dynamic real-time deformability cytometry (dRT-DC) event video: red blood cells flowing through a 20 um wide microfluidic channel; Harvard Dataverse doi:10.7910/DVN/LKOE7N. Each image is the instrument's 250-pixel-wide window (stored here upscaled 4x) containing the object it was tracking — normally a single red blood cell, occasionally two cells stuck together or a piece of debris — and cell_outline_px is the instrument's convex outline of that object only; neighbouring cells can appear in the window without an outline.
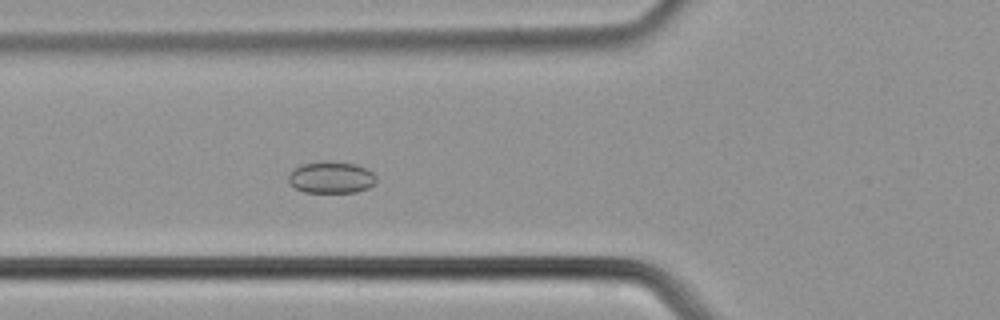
{"species": "common noctule bat (a hibernating species)", "species_latin": "Nyctalus noctula", "temperature_condition": "cold", "stored_images_in_passage": 35, "camera_frame_rate_fps": 3000, "um_per_image_px": 0.085, "animal": {"sex": "male", "body_mass_g": 21.5, "forearm_length_mm": 52.0}, "frame": {"image": 1, "passage_image": 3, "time_ms": 0.667, "image_size_px": [1000, 320], "cell_outline_px": [[376, 184], [368, 188], [356, 192], [304, 192], [288, 184], [288, 176], [292, 168], [300, 164], [324, 160], [328, 160], [356, 164], [372, 172], [376, 176]], "centroid_in_image_um": [28.12, 15.06], "position_along_channel_um": 97.7, "area_um2": 16.59}}
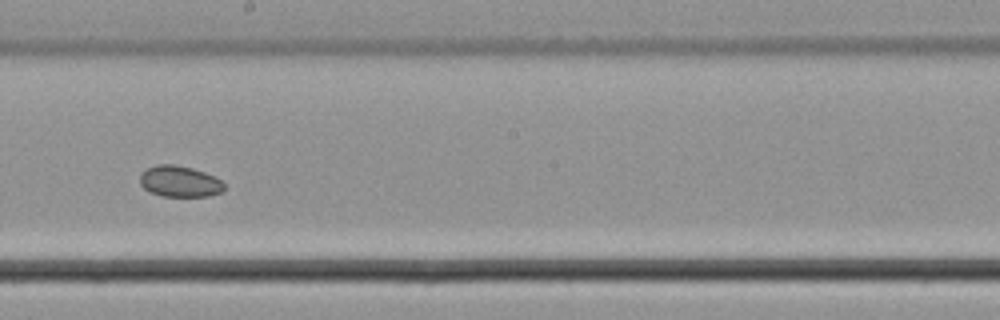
{"frame": {"image": 2, "passage_image": 13, "time_ms": 4.0, "image_size_px": [1000, 320], "cell_outline_px": [[224, 188], [220, 192], [208, 196], [160, 196], [144, 188], [140, 184], [140, 172], [144, 168], [156, 164], [176, 164], [192, 168], [204, 172], [220, 180], [224, 184]], "centroid_in_image_um": [15.21, 15.4], "position_along_channel_um": 233.0, "area_um2": 15.32}}
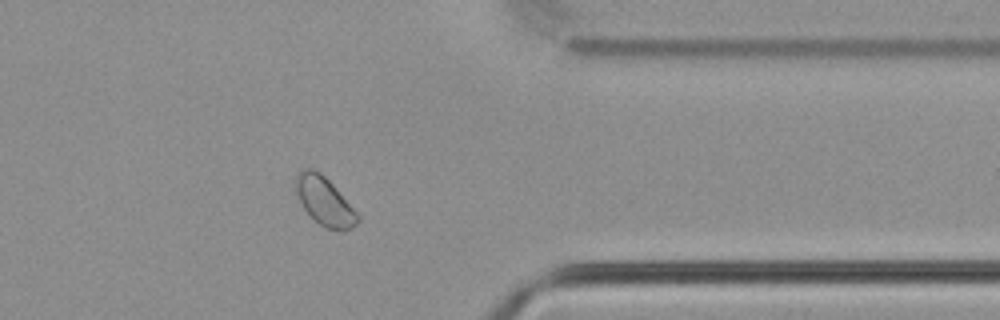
{"frame": {"image": 3, "passage_image": 25, "time_ms": 8.0, "image_size_px": [1000, 320], "cell_outline_px": [[360, 220], [352, 228], [344, 232], [324, 228], [304, 208], [292, 184], [296, 176], [304, 168], [312, 168], [320, 172], [336, 188], [360, 216]], "centroid_in_image_um": [27.58, 17.11], "position_along_channel_um": 383.8, "area_um2": 17.46}}